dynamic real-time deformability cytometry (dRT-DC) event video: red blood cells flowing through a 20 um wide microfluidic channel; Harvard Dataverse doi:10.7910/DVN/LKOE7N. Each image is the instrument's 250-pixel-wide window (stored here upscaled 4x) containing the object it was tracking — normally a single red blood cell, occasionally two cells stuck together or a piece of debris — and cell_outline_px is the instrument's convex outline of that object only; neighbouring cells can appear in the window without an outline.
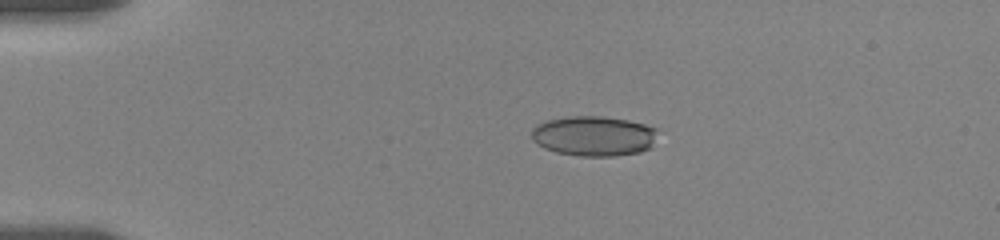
{"species": "human", "species_latin": "Homo sapiens", "temperature_condition": "room temperature", "stored_images_in_passage": 24, "camera_frame_rate_fps": 3000, "um_per_image_px": 0.085, "donor": {"sex": "female"}, "frame": {"image": 1, "passage_image": 2, "time_ms": 0.333, "image_size_px": [1000, 240], "cell_outline_px": [[656, 128], [652, 148], [640, 152], [616, 156], [580, 156], [556, 152], [544, 148], [532, 140], [532, 128], [536, 124], [548, 120], [568, 116], [600, 116], [628, 120], [644, 124]], "centroid_in_image_um": [50.46, 11.56], "position_along_channel_um": 34.5, "area_um2": 29.48}}
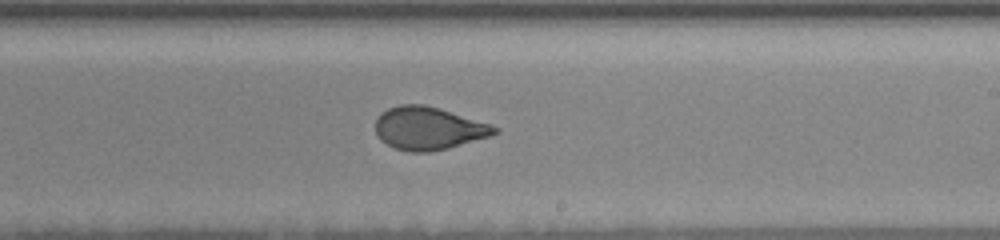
{"frame": {"image": 2, "passage_image": 13, "time_ms": 4.0, "image_size_px": [1000, 240], "cell_outline_px": [[500, 132], [488, 136], [448, 148], [428, 152], [408, 152], [396, 148], [380, 140], [376, 136], [376, 116], [380, 112], [388, 108], [400, 104], [424, 104], [440, 108], [492, 124], [500, 128]], "centroid_in_image_um": [36.41, 10.89], "position_along_channel_um": 252.6, "area_um2": 29.94}}
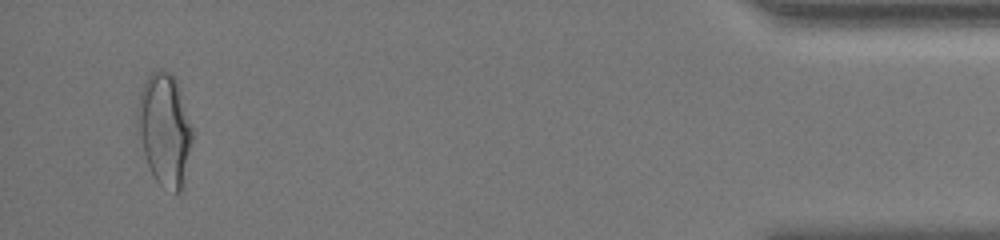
{"frame": {"image": 3, "passage_image": 23, "time_ms": 7.333, "image_size_px": [1000, 240], "cell_outline_px": [[192, 140], [184, 184], [180, 192], [176, 192], [160, 184], [152, 176], [144, 152], [140, 136], [136, 108], [140, 92], [148, 76], [152, 72], [160, 68], [172, 72], [176, 76], [180, 88], [192, 128]], "centroid_in_image_um": [14.01, 10.95], "position_along_channel_um": 421.2, "area_um2": 35.78}}